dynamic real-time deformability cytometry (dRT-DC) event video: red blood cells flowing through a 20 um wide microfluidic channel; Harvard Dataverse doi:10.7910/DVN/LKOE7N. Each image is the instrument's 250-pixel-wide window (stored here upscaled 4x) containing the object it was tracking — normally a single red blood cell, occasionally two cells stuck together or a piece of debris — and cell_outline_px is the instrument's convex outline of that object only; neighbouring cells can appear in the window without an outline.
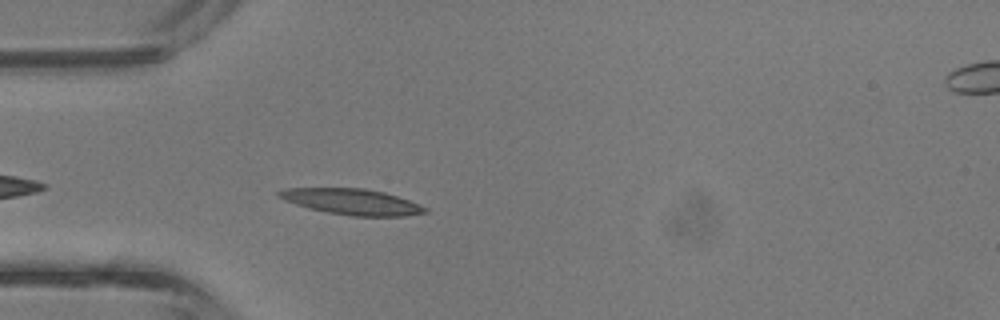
{"species": "common noctule bat (a hibernating species)", "species_latin": "Nyctalus noctula", "temperature_condition": "room temperature", "stored_images_in_passage": 6, "camera_frame_rate_fps": 3000, "um_per_image_px": 0.085, "animal": {"sex": "male", "body_mass_g": 13.3}, "frame": {"image": 1, "passage_image": 3, "time_ms": 0.667, "image_size_px": [1000, 320], "cell_outline_px": [[428, 212], [404, 216], [352, 216], [328, 212], [308, 208], [284, 200], [276, 196], [276, 192], [284, 188], [364, 188], [384, 192], [420, 204], [428, 208]], "centroid_in_image_um": [29.89, 17.14], "position_along_channel_um": 55.1, "area_um2": 22.02}}